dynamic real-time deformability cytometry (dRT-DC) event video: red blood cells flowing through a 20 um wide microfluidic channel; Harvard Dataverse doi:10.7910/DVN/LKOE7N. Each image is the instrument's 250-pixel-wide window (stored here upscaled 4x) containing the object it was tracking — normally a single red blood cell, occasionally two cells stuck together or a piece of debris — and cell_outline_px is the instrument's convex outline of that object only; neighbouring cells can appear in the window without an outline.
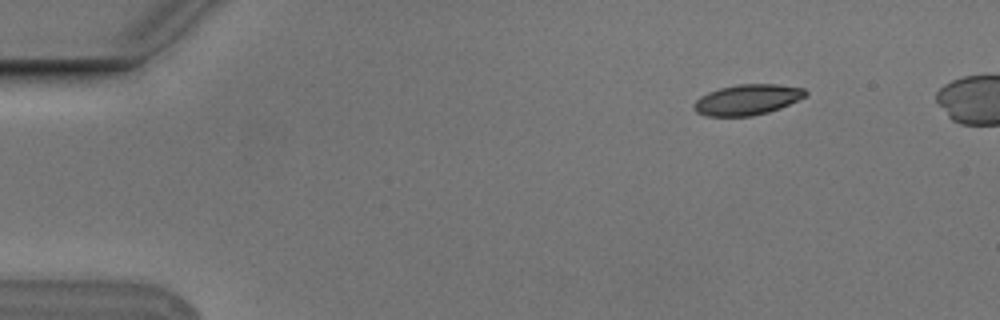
{"species": "Egyptian fruit bat (a non-hibernating species)", "species_latin": "Rousettus aegyptiacus", "temperature_condition": "cold", "stored_images_in_passage": 45, "camera_frame_rate_fps": 3000, "um_per_image_px": 0.085, "animal": {"sex": "male"}, "frame": {"image": 1, "passage_image": 1, "time_ms": 0.0, "image_size_px": [1000, 320], "cell_outline_px": [[808, 92], [804, 96], [780, 108], [768, 112], [752, 116], [704, 116], [696, 112], [692, 108], [692, 104], [700, 96], [708, 92], [720, 88], [736, 84], [776, 84], [804, 88]], "centroid_in_image_um": [63.46, 8.47], "position_along_channel_um": 21.5, "area_um2": 19.88}}
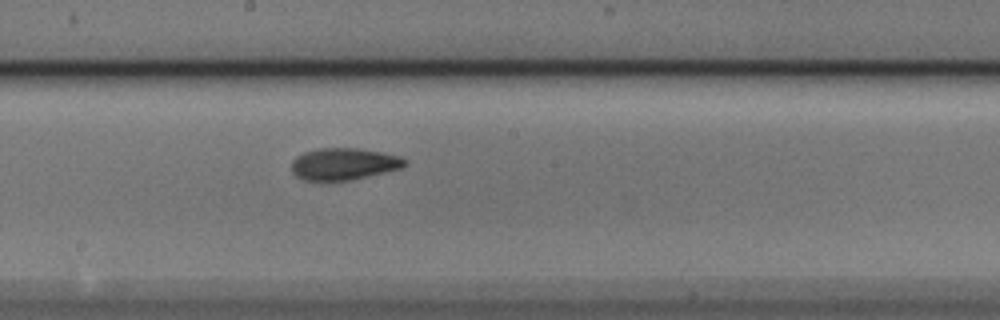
{"frame": {"image": 2, "passage_image": 24, "time_ms": 7.667, "image_size_px": [1000, 320], "cell_outline_px": [[408, 164], [400, 168], [352, 180], [304, 180], [296, 176], [292, 172], [292, 160], [296, 156], [304, 152], [316, 148], [356, 148], [384, 152], [400, 156], [408, 160]], "centroid_in_image_um": [29.23, 13.92], "position_along_channel_um": 219.0, "area_um2": 21.15}}
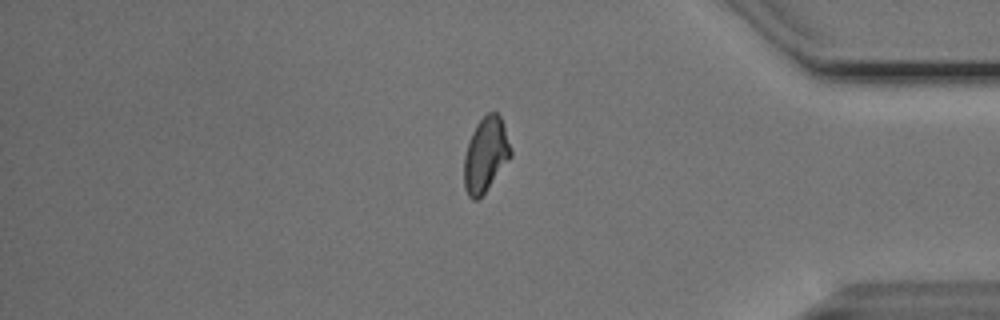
{"frame": {"image": 3, "passage_image": 40, "time_ms": 13.0, "image_size_px": [1000, 320], "cell_outline_px": [[512, 156], [484, 192], [476, 200], [472, 200], [468, 196], [464, 188], [464, 156], [472, 132], [476, 124], [488, 112], [496, 112], [500, 116], [504, 124], [512, 152]], "centroid_in_image_um": [41.28, 13.14], "position_along_channel_um": 393.9, "area_um2": 20.11}}